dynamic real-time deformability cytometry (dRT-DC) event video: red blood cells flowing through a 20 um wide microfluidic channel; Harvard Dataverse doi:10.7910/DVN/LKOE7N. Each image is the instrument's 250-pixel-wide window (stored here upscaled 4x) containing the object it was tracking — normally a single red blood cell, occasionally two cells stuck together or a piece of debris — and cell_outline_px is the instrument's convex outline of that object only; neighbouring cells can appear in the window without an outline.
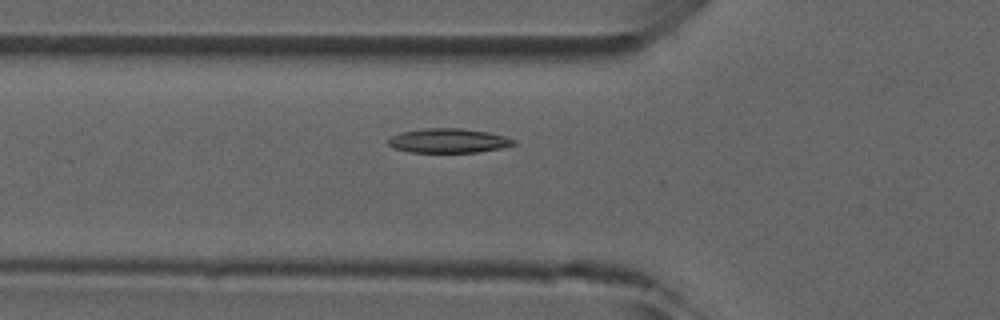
{"species": "common noctule bat (a hibernating species)", "species_latin": "Nyctalus noctula", "temperature_condition": "room temperature", "stored_images_in_passage": 4, "camera_frame_rate_fps": 3000, "um_per_image_px": 0.085, "animal": {"sex": "male", "forearm_length_mm": 52.5}, "frame": {"image": 1, "passage_image": 4, "time_ms": 3.333, "image_size_px": [1000, 320], "cell_outline_px": [[516, 144], [500, 148], [476, 152], [408, 152], [392, 148], [388, 144], [388, 140], [392, 136], [400, 132], [424, 128], [460, 128], [488, 132], [504, 136], [516, 140]], "centroid_in_image_um": [38.09, 11.95], "position_along_channel_um": 87.7, "area_um2": 17.8}}